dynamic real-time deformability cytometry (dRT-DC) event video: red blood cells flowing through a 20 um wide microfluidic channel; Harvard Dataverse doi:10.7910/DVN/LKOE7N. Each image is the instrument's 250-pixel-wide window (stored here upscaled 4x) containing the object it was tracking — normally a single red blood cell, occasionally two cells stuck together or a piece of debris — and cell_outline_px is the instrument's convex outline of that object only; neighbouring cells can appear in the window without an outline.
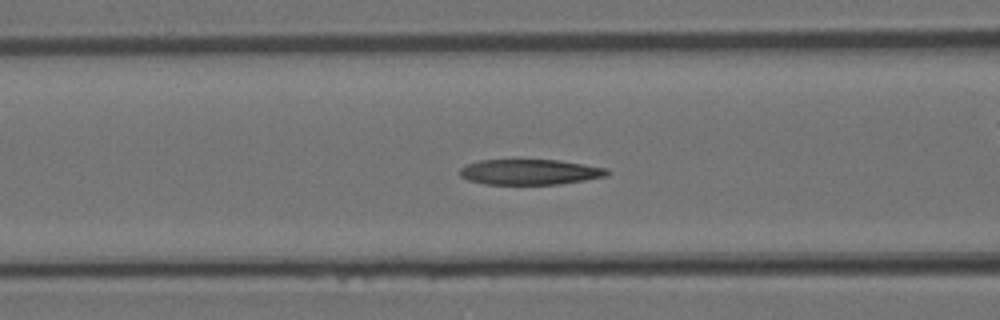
{"species": "Egyptian fruit bat (a non-hibernating species)", "species_latin": "Rousettus aegyptiacus", "temperature_condition": "room temperature", "stored_images_in_passage": 43, "camera_frame_rate_fps": 3000, "um_per_image_px": 0.085, "animal": {"sex": "female"}, "frame": {"image": 1, "passage_image": 17, "time_ms": 5.333, "image_size_px": [1000, 320], "cell_outline_px": [[612, 172], [608, 176], [560, 184], [484, 184], [468, 180], [460, 176], [460, 168], [468, 164], [480, 160], [560, 160], [608, 168]], "centroid_in_image_um": [45.09, 14.62], "position_along_channel_um": 121.5, "area_um2": 21.91}}
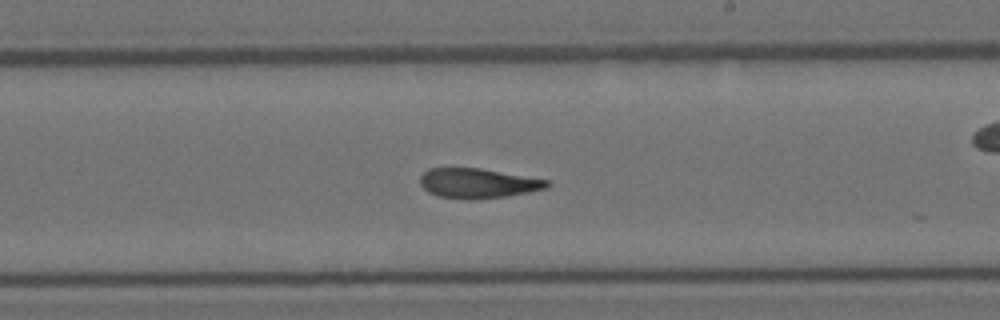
{"frame": {"image": 2, "passage_image": 25, "time_ms": 8.0, "image_size_px": [1000, 320], "cell_outline_px": [[552, 184], [548, 188], [508, 196], [476, 200], [464, 200], [440, 196], [428, 192], [420, 184], [420, 176], [428, 168], [480, 168], [552, 180]], "centroid_in_image_um": [40.67, 15.58], "position_along_channel_um": 248.3, "area_um2": 22.43}}
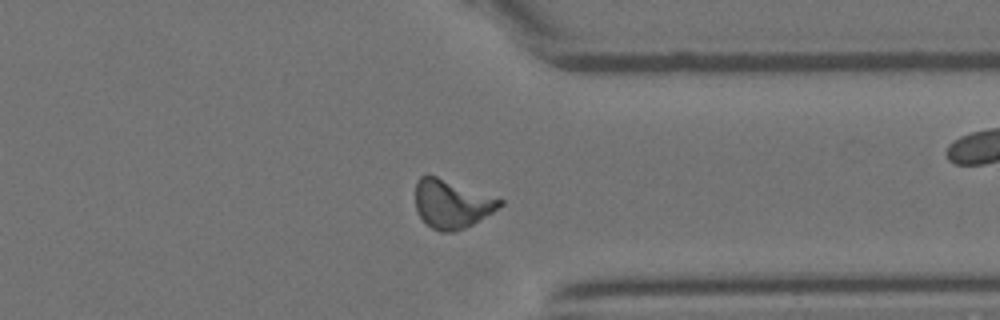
{"frame": {"image": 3, "passage_image": 33, "time_ms": 10.667, "image_size_px": [1000, 320], "cell_outline_px": [[504, 204], [492, 212], [472, 224], [464, 228], [452, 232], [440, 232], [432, 228], [420, 216], [416, 208], [416, 184], [420, 176], [436, 176], [504, 200]], "centroid_in_image_um": [38.4, 17.34], "position_along_channel_um": 373.0, "area_um2": 23.41}}